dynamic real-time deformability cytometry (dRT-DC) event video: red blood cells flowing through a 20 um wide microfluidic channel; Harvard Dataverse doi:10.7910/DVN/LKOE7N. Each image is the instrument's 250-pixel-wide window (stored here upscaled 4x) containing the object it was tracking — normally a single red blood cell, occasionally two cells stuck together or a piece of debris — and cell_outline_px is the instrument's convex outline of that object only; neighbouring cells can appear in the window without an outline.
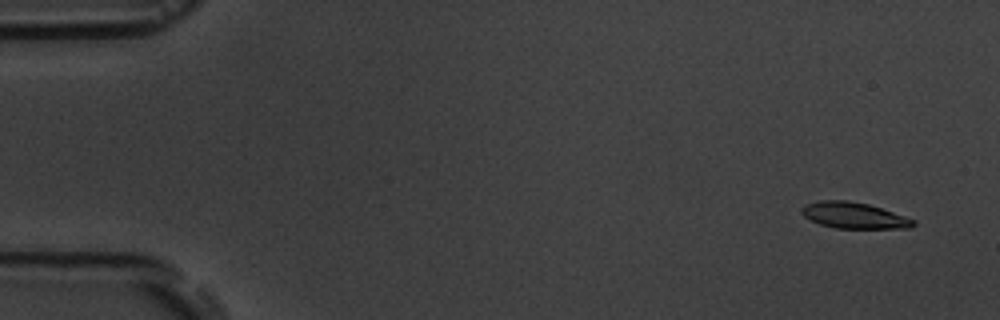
{"species": "common noctule bat (a hibernating species)", "species_latin": "Nyctalus noctula", "temperature_condition": "room temperature", "stored_images_in_passage": 7, "camera_frame_rate_fps": 3000, "um_per_image_px": 0.085, "animal": {"sex": "male", "body_mass_g": 19.5, "forearm_length_mm": 54.6}, "frame": {"image": 1, "passage_image": 2, "time_ms": 1.0, "image_size_px": [1000, 320], "cell_outline_px": [[916, 224], [912, 228], [836, 228], [820, 224], [804, 216], [800, 212], [800, 208], [804, 204], [820, 200], [848, 200], [868, 204], [916, 220]], "centroid_in_image_um": [72.57, 18.3], "position_along_channel_um": 12.4, "area_um2": 16.99}}
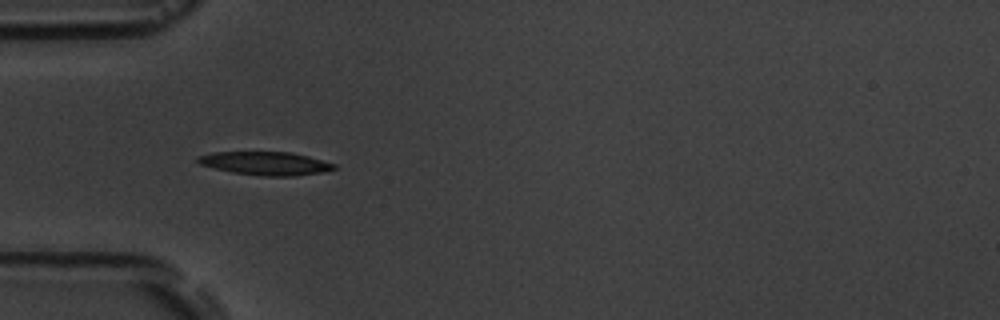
{"frame": {"image": 2, "passage_image": 6, "time_ms": 5.667, "image_size_px": [1000, 320], "cell_outline_px": [[336, 168], [320, 172], [296, 176], [264, 176], [232, 172], [212, 168], [200, 164], [196, 160], [196, 156], [212, 152], [292, 152], [308, 156], [336, 164]], "centroid_in_image_um": [22.53, 13.88], "position_along_channel_um": 62.5, "area_um2": 18.55}}
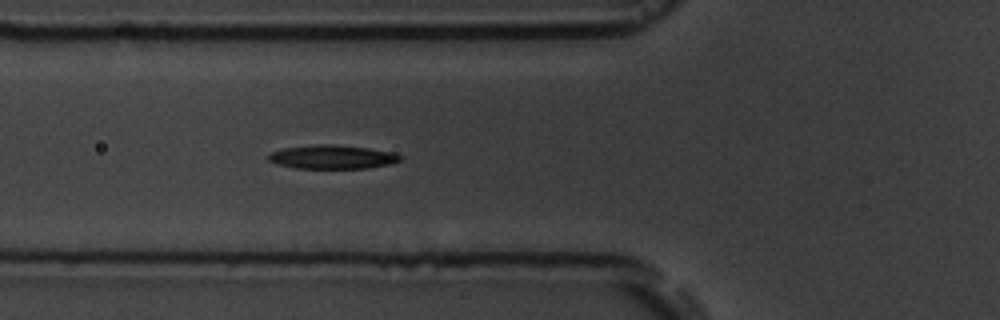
{"frame": {"image": 3, "passage_image": 7, "time_ms": 6.667, "image_size_px": [1000, 320], "cell_outline_px": [[404, 156], [400, 160], [392, 164], [368, 168], [296, 168], [276, 164], [268, 160], [268, 156], [272, 152], [284, 148], [320, 144], [332, 144], [368, 148], [392, 152]], "centroid_in_image_um": [28.28, 13.34], "position_along_channel_um": 97.5, "area_um2": 18.21}}